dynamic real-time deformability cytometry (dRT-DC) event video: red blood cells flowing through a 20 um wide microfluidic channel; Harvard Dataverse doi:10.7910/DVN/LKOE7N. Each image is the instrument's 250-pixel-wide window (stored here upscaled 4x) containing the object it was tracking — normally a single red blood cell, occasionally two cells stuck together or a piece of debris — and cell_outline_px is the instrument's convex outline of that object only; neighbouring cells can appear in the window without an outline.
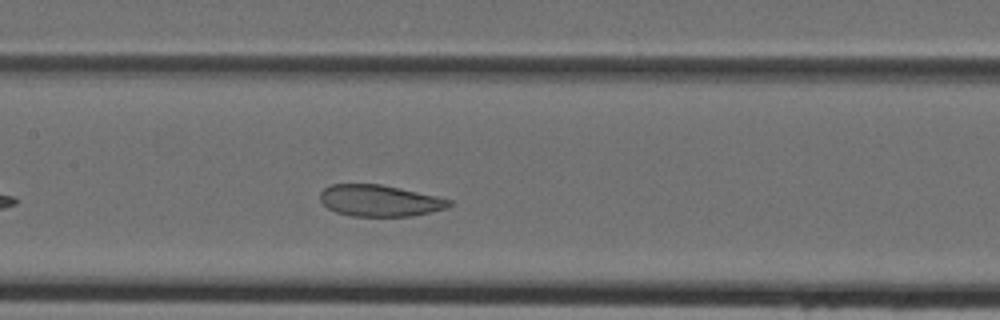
{"species": "Egyptian fruit bat (a non-hibernating species)", "species_latin": "Rousettus aegyptiacus", "temperature_condition": "cold", "stored_images_in_passage": 31, "camera_frame_rate_fps": 3000, "um_per_image_px": 0.085, "animal": {"sex": "female"}, "frame": {"image": 1, "passage_image": 11, "time_ms": 3.333, "image_size_px": [1000, 320], "cell_outline_px": [[452, 204], [448, 208], [412, 216], [352, 216], [336, 212], [328, 208], [320, 200], [320, 192], [324, 188], [332, 184], [380, 184], [436, 196], [452, 200]], "centroid_in_image_um": [32.27, 17.06], "position_along_channel_um": 175.1, "area_um2": 23.58}}
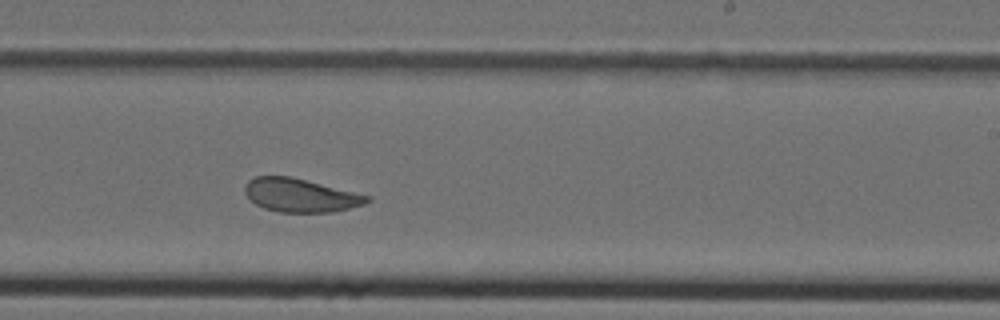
{"frame": {"image": 2, "passage_image": 17, "time_ms": 5.333, "image_size_px": [1000, 320], "cell_outline_px": [[372, 200], [364, 204], [332, 212], [280, 212], [264, 208], [256, 204], [244, 192], [244, 184], [248, 180], [256, 176], [292, 176], [372, 196]], "centroid_in_image_um": [25.55, 16.58], "position_along_channel_um": 263.5, "area_um2": 23.93}}
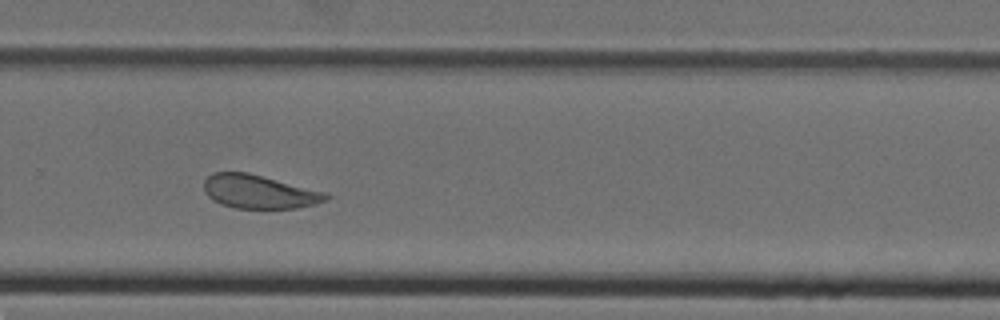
{"frame": {"image": 3, "passage_image": 20, "time_ms": 6.333, "image_size_px": [1000, 320], "cell_outline_px": [[332, 196], [328, 200], [316, 204], [296, 208], [236, 208], [220, 204], [212, 200], [204, 192], [204, 180], [212, 172], [248, 172], [328, 192]], "centroid_in_image_um": [22.06, 16.29], "position_along_channel_um": 307.7, "area_um2": 24.28}}